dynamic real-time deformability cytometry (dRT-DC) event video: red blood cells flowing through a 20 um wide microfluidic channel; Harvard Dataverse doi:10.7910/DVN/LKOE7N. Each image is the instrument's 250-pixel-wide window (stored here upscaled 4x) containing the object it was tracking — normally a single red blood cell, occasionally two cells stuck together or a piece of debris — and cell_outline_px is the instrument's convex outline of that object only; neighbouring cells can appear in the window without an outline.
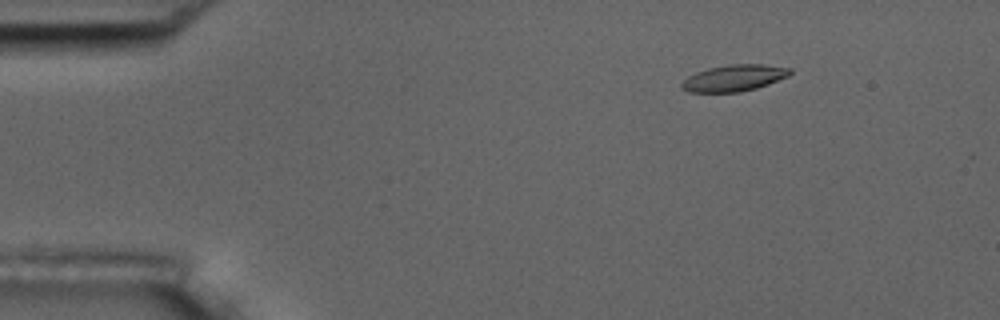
{"species": "common noctule bat (a hibernating species)", "species_latin": "Nyctalus noctula", "temperature_condition": "room temperature", "stored_images_in_passage": 9, "camera_frame_rate_fps": 3000, "um_per_image_px": 0.085, "animal": {"sex": "male", "body_mass_g": 17.5, "forearm_length_mm": 52.3}, "frame": {"image": 1, "passage_image": 1, "time_ms": 0.0, "image_size_px": [1000, 320], "cell_outline_px": [[792, 72], [788, 76], [768, 84], [756, 88], [740, 92], [688, 92], [680, 88], [680, 84], [688, 76], [696, 72], [708, 68], [728, 64], [764, 64], [792, 68]], "centroid_in_image_um": [62.38, 6.62], "position_along_channel_um": 22.6, "area_um2": 16.82}}
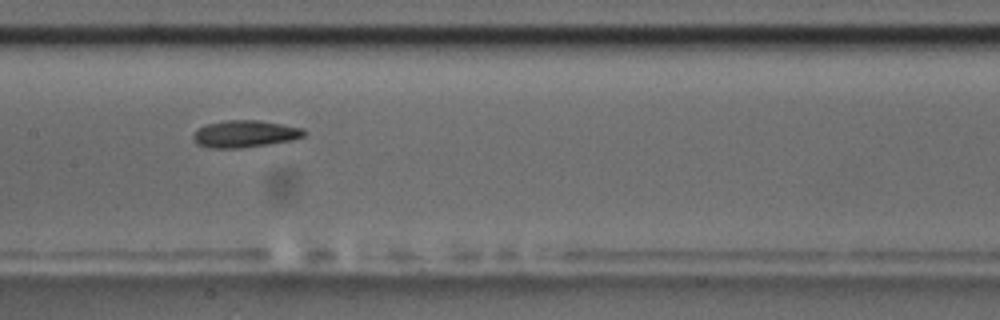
{"frame": {"image": 2, "passage_image": 7, "time_ms": 6.667, "image_size_px": [1000, 320], "cell_outline_px": [[308, 132], [304, 136], [292, 140], [268, 144], [240, 148], [208, 148], [196, 144], [192, 136], [200, 128], [208, 124], [224, 120], [260, 120], [304, 128]], "centroid_in_image_um": [20.85, 11.38], "position_along_channel_um": 186.6, "area_um2": 17.51}}
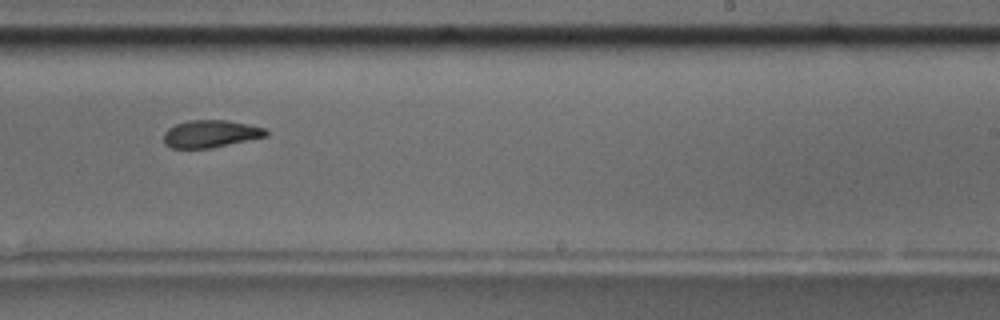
{"frame": {"image": 3, "passage_image": 9, "time_ms": 9.0, "image_size_px": [1000, 320], "cell_outline_px": [[268, 136], [212, 148], [172, 148], [164, 144], [164, 132], [168, 128], [176, 124], [188, 120], [224, 120], [248, 124], [268, 128]], "centroid_in_image_um": [17.92, 11.37], "position_along_channel_um": 271.1, "area_um2": 16.47}}